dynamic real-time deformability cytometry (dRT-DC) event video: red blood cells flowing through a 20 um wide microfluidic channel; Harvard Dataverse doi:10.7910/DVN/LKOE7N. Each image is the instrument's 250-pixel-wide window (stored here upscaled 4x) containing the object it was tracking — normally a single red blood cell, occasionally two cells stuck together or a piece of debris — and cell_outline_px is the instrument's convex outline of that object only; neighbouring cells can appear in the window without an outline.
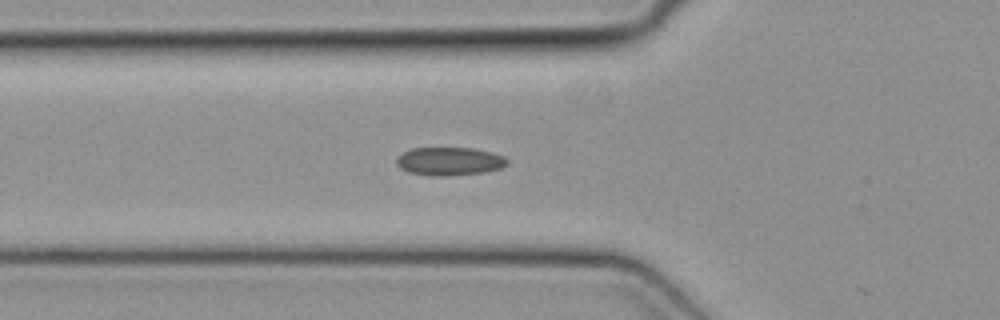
{"species": "common noctule bat (a hibernating species)", "species_latin": "Nyctalus noctula", "temperature_condition": "cold", "stored_images_in_passage": 38, "camera_frame_rate_fps": 3000, "um_per_image_px": 0.085, "animal": {"sex": "female", "body_mass_g": 19.3, "forearm_length_mm": 54.1}, "frame": {"image": 1, "passage_image": 9, "time_ms": 2.667, "image_size_px": [1000, 320], "cell_outline_px": [[508, 164], [500, 168], [484, 172], [448, 176], [432, 176], [408, 172], [400, 168], [396, 164], [396, 156], [412, 148], [472, 148], [492, 152], [504, 156], [508, 160]], "centroid_in_image_um": [38.19, 13.71], "position_along_channel_um": 87.6, "area_um2": 18.32}}
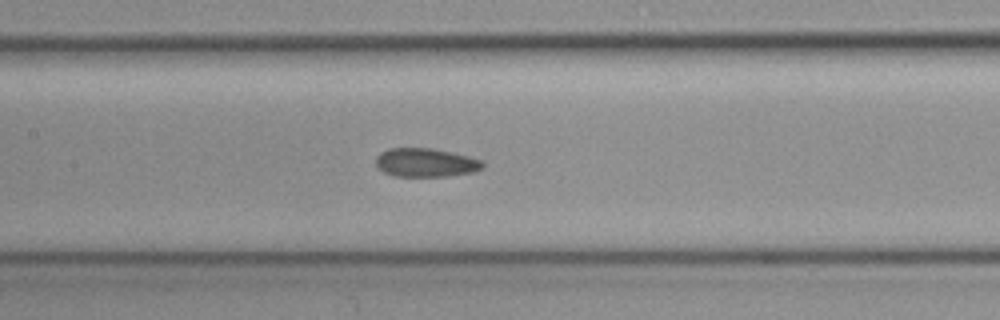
{"frame": {"image": 2, "passage_image": 15, "time_ms": 4.667, "image_size_px": [1000, 320], "cell_outline_px": [[484, 168], [472, 172], [448, 176], [396, 176], [384, 172], [376, 164], [376, 156], [380, 152], [388, 148], [432, 148], [468, 156], [484, 160]], "centroid_in_image_um": [36.2, 13.81], "position_along_channel_um": 171.2, "area_um2": 17.86}}
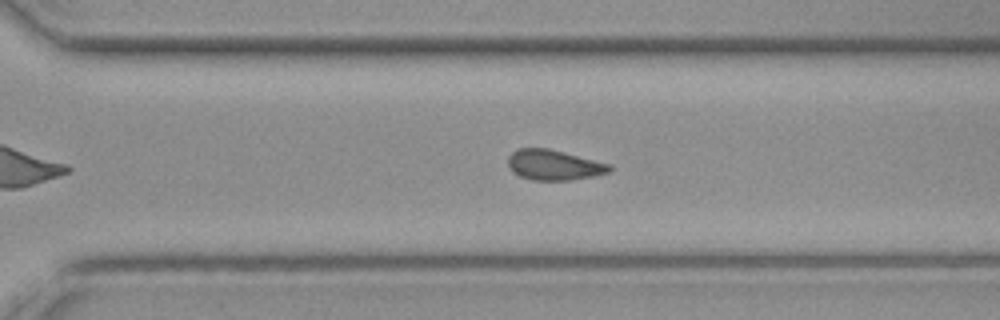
{"frame": {"image": 3, "passage_image": 26, "time_ms": 8.333, "image_size_px": [1000, 320], "cell_outline_px": [[612, 172], [572, 180], [532, 180], [520, 176], [512, 172], [508, 168], [508, 156], [516, 148], [548, 148], [612, 164]], "centroid_in_image_um": [47.08, 14.02], "position_along_channel_um": 323.5, "area_um2": 18.15}}